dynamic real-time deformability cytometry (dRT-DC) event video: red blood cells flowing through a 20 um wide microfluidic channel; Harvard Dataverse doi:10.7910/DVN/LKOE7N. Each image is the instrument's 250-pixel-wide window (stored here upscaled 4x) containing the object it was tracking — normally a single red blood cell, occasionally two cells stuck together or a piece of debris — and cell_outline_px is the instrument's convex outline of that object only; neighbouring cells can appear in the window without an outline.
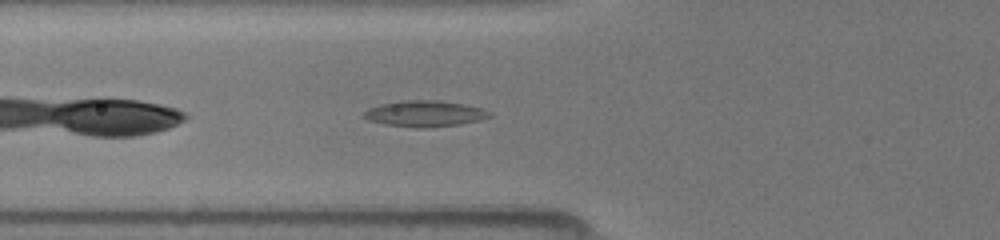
{"species": "common noctule bat (a hibernating species)", "species_latin": "Nyctalus noctula", "temperature_condition": "room temperature", "stored_images_in_passage": 29, "camera_frame_rate_fps": 3000, "um_per_image_px": 0.085, "animal": {"sex": "female", "body_mass_g": 19.5, "forearm_length_mm": 54.1}, "frame": {"image": 1, "passage_image": 3, "time_ms": 0.667, "image_size_px": [1000, 240], "cell_outline_px": [[492, 116], [480, 120], [460, 124], [432, 128], [416, 128], [384, 124], [368, 120], [360, 116], [368, 108], [380, 104], [400, 100], [440, 100], [464, 104], [480, 108], [492, 112]], "centroid_in_image_um": [36.08, 9.66], "position_along_channel_um": 89.7, "area_um2": 19.42}}
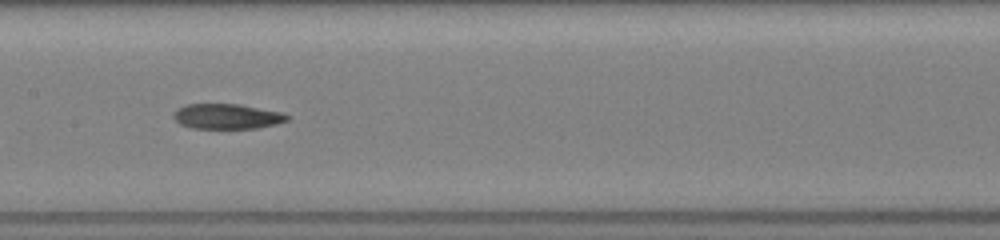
{"frame": {"image": 2, "passage_image": 10, "time_ms": 3.0, "image_size_px": [1000, 240], "cell_outline_px": [[288, 120], [276, 124], [256, 128], [192, 128], [180, 124], [172, 116], [180, 108], [188, 104], [240, 104], [280, 112], [288, 116]], "centroid_in_image_um": [19.3, 9.89], "position_along_channel_um": 188.1, "area_um2": 16.36}}
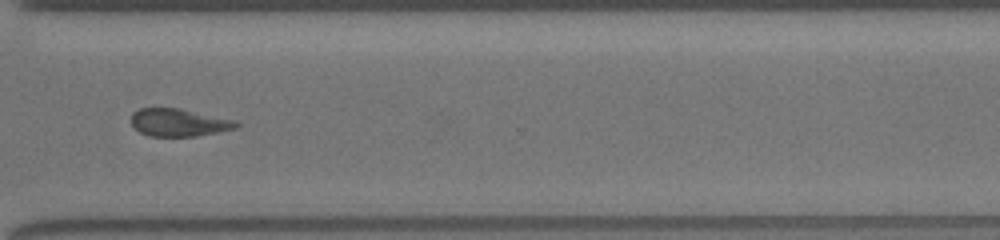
{"frame": {"image": 3, "passage_image": 22, "time_ms": 7.0, "image_size_px": [1000, 240], "cell_outline_px": [[240, 124], [236, 128], [196, 136], [148, 136], [140, 132], [132, 124], [132, 112], [140, 108], [180, 108], [236, 120]], "centroid_in_image_um": [15.2, 10.4], "position_along_channel_um": 355.4, "area_um2": 16.88}}